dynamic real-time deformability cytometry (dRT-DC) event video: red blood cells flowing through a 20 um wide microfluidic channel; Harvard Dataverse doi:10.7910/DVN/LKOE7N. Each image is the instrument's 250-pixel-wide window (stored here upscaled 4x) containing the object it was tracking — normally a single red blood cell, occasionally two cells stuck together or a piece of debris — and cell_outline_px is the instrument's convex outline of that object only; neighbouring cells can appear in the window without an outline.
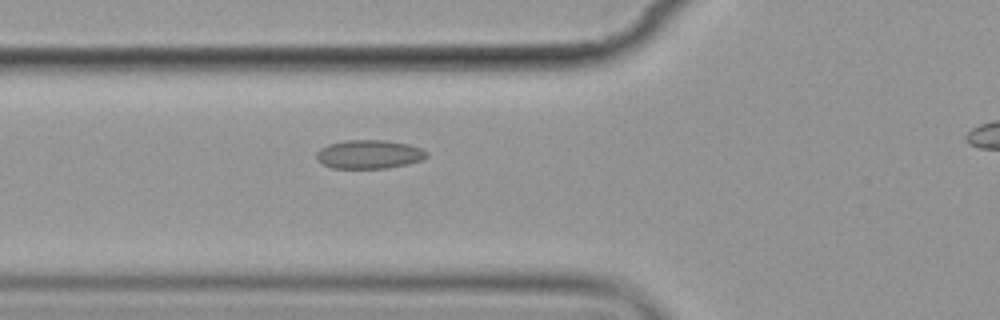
{"species": "common noctule bat (a hibernating species)", "species_latin": "Nyctalus noctula", "temperature_condition": "cold", "stored_images_in_passage": 3, "segment_of_instrument_passage": [1, 2], "camera_frame_rate_fps": 3000, "um_per_image_px": 0.085, "animal": {"sex": "female", "body_mass_g": 19.9}, "frame": {"image": 1, "passage_image": 2, "time_ms": 1.0, "image_size_px": [1000, 320], "cell_outline_px": [[428, 156], [420, 160], [408, 164], [388, 168], [332, 168], [316, 160], [316, 152], [320, 148], [328, 144], [344, 140], [384, 140], [408, 144], [420, 148], [428, 152]], "centroid_in_image_um": [31.35, 13.11], "position_along_channel_um": 94.4, "area_um2": 18.5}}